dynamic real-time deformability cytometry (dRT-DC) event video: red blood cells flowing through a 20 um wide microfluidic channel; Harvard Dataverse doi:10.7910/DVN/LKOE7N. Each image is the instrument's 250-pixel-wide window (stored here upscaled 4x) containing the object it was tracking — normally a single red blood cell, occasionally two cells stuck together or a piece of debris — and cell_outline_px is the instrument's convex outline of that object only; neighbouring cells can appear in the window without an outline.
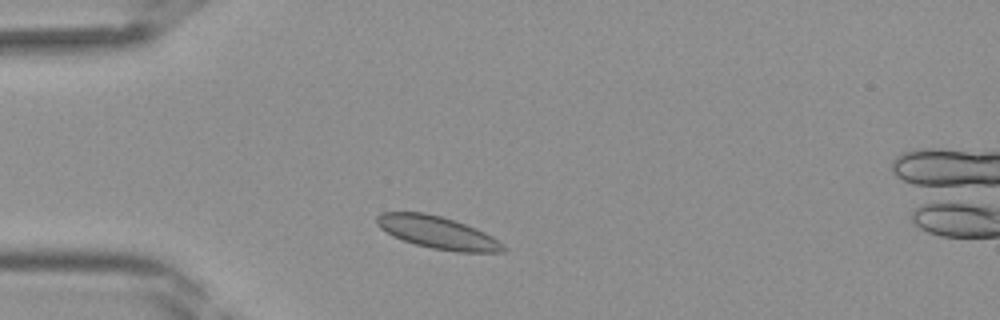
{"species": "Egyptian fruit bat (a non-hibernating species)", "species_latin": "Rousettus aegyptiacus", "temperature_condition": "room temperature", "stored_images_in_passage": 33, "segment_of_instrument_passage": [1, 2], "camera_frame_rate_fps": 3000, "um_per_image_px": 0.085, "frame": {"image": 1, "passage_image": 1, "time_ms": 0.0, "image_size_px": [1000, 320], "cell_outline_px": [[508, 248], [504, 252], [456, 252], [432, 248], [416, 244], [392, 236], [380, 228], [376, 224], [376, 216], [384, 212], [424, 212], [440, 216], [476, 228], [492, 236], [504, 244]], "centroid_in_image_um": [37.21, 19.77], "position_along_channel_um": 47.8, "area_um2": 23.81}}
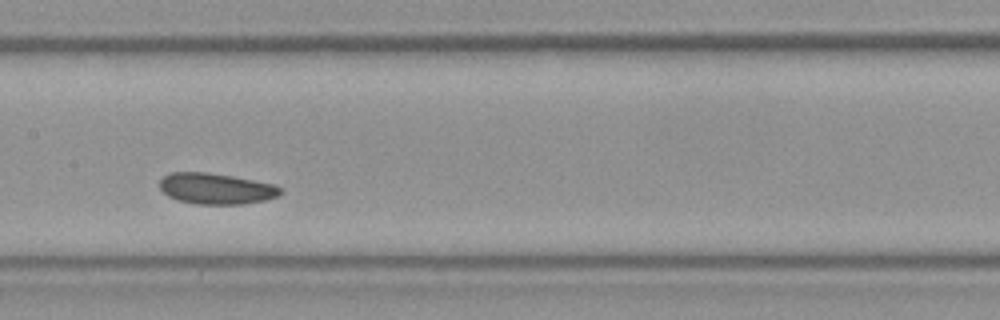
{"frame": {"image": 2, "passage_image": 11, "time_ms": 3.333, "image_size_px": [1000, 320], "cell_outline_px": [[284, 192], [276, 196], [264, 200], [244, 204], [196, 204], [176, 200], [168, 196], [160, 188], [160, 180], [164, 176], [172, 172], [208, 172], [232, 176], [272, 184], [284, 188]], "centroid_in_image_um": [18.37, 16.04], "position_along_channel_um": 189.0, "area_um2": 21.79}}
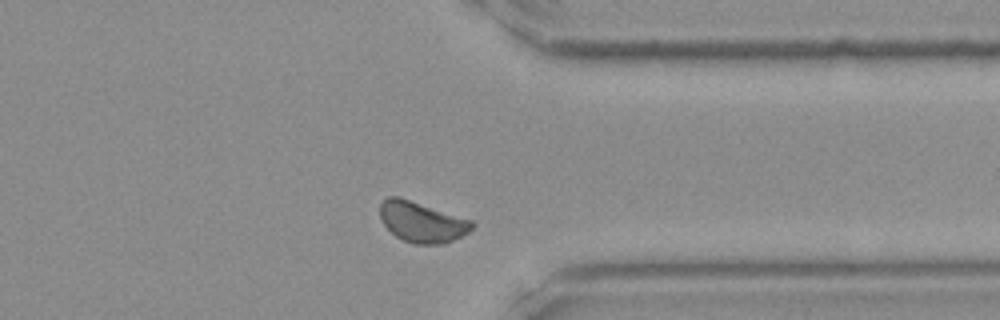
{"frame": {"image": 3, "passage_image": 23, "time_ms": 7.333, "image_size_px": [1000, 320], "cell_outline_px": [[476, 224], [468, 232], [444, 244], [412, 244], [396, 236], [384, 224], [380, 216], [380, 204], [388, 196], [400, 196], [472, 220]], "centroid_in_image_um": [35.86, 18.85], "position_along_channel_um": 375.5, "area_um2": 21.73}}